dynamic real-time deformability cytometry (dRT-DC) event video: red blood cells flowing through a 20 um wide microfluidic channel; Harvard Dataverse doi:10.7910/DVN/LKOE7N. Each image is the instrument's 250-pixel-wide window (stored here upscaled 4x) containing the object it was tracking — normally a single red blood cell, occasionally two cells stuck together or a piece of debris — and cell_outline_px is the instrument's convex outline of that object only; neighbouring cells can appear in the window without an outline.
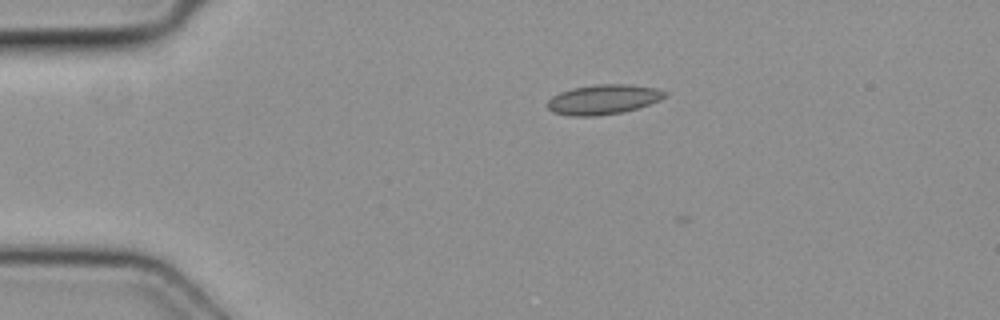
{"species": "common noctule bat (a hibernating species)", "species_latin": "Nyctalus noctula", "temperature_condition": "cold", "stored_images_in_passage": 2, "camera_frame_rate_fps": 3000, "um_per_image_px": 0.085, "animal": {"sex": "female", "body_mass_g": 19.3, "forearm_length_mm": 54.1}, "frame": {"image": 1, "passage_image": 1, "time_ms": 0.0, "image_size_px": [1000, 320], "cell_outline_px": [[668, 92], [660, 100], [624, 112], [592, 116], [572, 116], [552, 112], [548, 108], [548, 100], [552, 96], [560, 92], [572, 88], [596, 84], [628, 84], [656, 88]], "centroid_in_image_um": [51.26, 8.45], "position_along_channel_um": 33.7, "area_um2": 20.29}}